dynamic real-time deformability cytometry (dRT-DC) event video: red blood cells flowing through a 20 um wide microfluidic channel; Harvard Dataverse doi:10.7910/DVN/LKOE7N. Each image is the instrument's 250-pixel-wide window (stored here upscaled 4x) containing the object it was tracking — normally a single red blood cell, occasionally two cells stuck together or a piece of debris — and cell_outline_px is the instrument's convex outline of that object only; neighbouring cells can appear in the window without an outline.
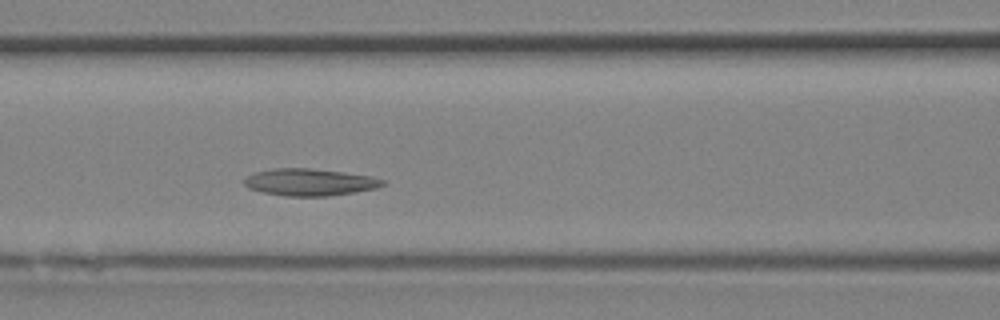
{"species": "Egyptian fruit bat (a non-hibernating species)", "species_latin": "Rousettus aegyptiacus", "temperature_condition": "room temperature", "stored_images_in_passage": 5, "camera_frame_rate_fps": 3000, "um_per_image_px": 0.085, "animal": {"sex": "female"}, "frame": {"image": 1, "passage_image": 5, "time_ms": 1.333, "image_size_px": [1000, 320], "cell_outline_px": [[388, 180], [384, 184], [376, 188], [328, 196], [284, 196], [260, 192], [248, 188], [244, 184], [244, 180], [252, 172], [272, 168], [308, 168], [372, 176]], "centroid_in_image_um": [26.29, 15.48], "position_along_channel_um": 140.3, "area_um2": 21.85}}